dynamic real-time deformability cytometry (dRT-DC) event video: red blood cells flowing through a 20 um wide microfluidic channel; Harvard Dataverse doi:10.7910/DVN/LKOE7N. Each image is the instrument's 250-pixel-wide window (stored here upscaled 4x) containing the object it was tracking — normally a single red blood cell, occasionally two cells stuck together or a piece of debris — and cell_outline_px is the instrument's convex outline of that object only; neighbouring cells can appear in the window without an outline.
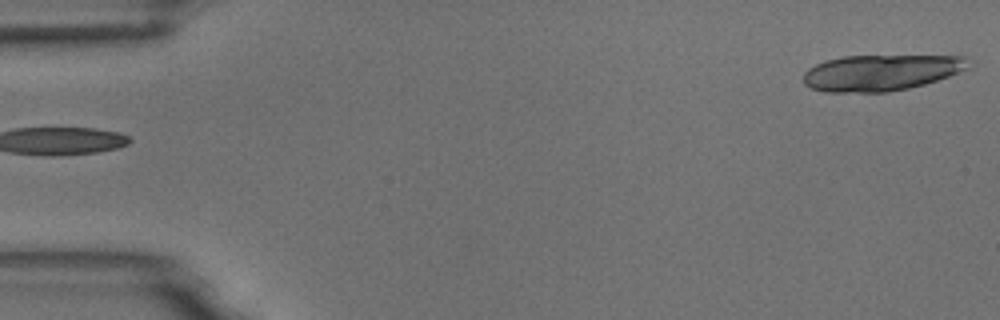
{"species": "common noctule bat (a hibernating species)", "species_latin": "Nyctalus noctula", "temperature_condition": "room temperature", "stored_images_in_passage": 5, "segment_of_instrument_passage": [2, 2], "camera_frame_rate_fps": 3000, "um_per_image_px": 0.085, "animal": {"sex": "male", "body_mass_g": 18.8}, "frame": {"image": 1, "passage_image": 5, "time_ms": 5.333, "image_size_px": [1000, 320], "cell_outline_px": [[968, 68], [948, 76], [924, 84], [908, 88], [888, 92], [824, 92], [812, 88], [804, 84], [804, 72], [808, 68], [824, 60], [844, 56], [964, 56]], "centroid_in_image_um": [74.81, 6.18], "position_along_channel_um": 10.2, "area_um2": 34.39}}